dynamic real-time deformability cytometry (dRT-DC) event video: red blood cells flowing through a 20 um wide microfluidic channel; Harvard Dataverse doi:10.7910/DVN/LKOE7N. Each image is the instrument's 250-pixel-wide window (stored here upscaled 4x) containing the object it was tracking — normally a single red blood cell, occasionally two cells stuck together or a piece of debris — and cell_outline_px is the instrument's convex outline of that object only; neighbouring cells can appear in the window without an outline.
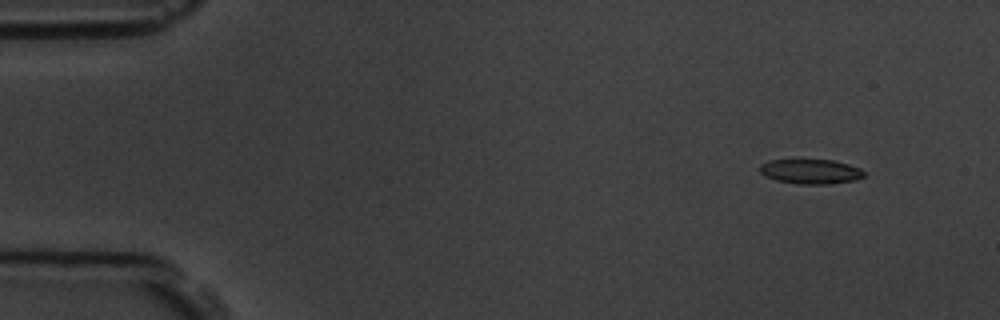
{"species": "common noctule bat (a hibernating species)", "species_latin": "Nyctalus noctula", "temperature_condition": "room temperature", "stored_images_in_passage": 4, "camera_frame_rate_fps": 3000, "um_per_image_px": 0.085, "animal": {"sex": "male", "body_mass_g": 19.5, "forearm_length_mm": 54.6}, "frame": {"image": 1, "passage_image": 1, "time_ms": 0.0, "image_size_px": [1000, 320], "cell_outline_px": [[864, 176], [856, 180], [828, 184], [796, 184], [776, 180], [764, 176], [760, 172], [760, 164], [768, 160], [832, 160], [848, 164], [860, 168], [864, 172]], "centroid_in_image_um": [68.89, 14.58], "position_along_channel_um": 16.1, "area_um2": 15.03}}
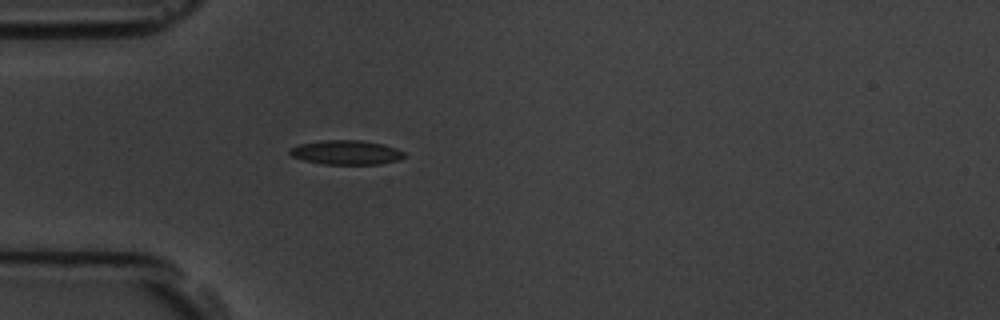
{"frame": {"image": 2, "passage_image": 4, "time_ms": 3.667, "image_size_px": [1000, 320], "cell_outline_px": [[404, 156], [400, 160], [380, 164], [324, 164], [304, 160], [292, 156], [288, 152], [288, 148], [300, 144], [320, 140], [360, 140], [384, 144], [396, 148], [404, 152]], "centroid_in_image_um": [29.42, 12.95], "position_along_channel_um": 55.6, "area_um2": 16.3}}